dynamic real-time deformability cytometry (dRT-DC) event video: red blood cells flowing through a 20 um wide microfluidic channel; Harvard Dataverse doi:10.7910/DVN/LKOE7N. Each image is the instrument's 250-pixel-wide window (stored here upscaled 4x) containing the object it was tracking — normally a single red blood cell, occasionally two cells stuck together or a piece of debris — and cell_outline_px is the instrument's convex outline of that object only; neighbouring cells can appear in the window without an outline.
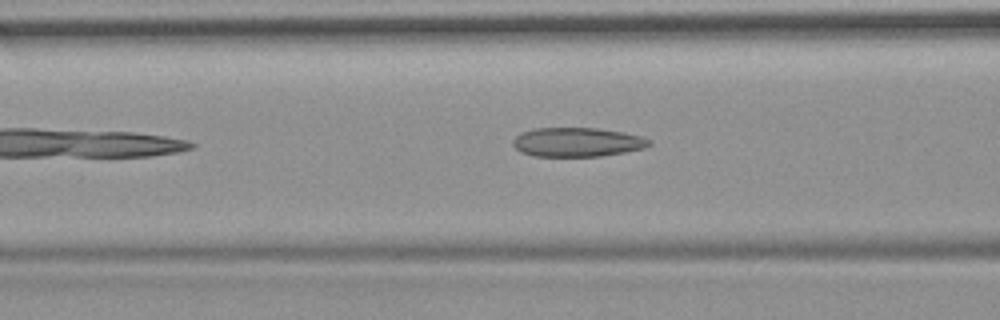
{"species": "common noctule bat (a hibernating species)", "species_latin": "Nyctalus noctula", "temperature_condition": "room temperature", "stored_images_in_passage": 16, "camera_frame_rate_fps": 3000, "um_per_image_px": 0.085, "animal": {"sex": "female", "body_mass_g": 19.9}, "frame": {"image": 1, "passage_image": 10, "time_ms": 3.0, "image_size_px": [1000, 320], "cell_outline_px": [[652, 144], [644, 148], [624, 152], [600, 156], [532, 156], [520, 152], [512, 144], [512, 140], [520, 132], [536, 128], [596, 128], [620, 132], [640, 136], [652, 140]], "centroid_in_image_um": [49.03, 12.08], "position_along_channel_um": 117.6, "area_um2": 23.12}}